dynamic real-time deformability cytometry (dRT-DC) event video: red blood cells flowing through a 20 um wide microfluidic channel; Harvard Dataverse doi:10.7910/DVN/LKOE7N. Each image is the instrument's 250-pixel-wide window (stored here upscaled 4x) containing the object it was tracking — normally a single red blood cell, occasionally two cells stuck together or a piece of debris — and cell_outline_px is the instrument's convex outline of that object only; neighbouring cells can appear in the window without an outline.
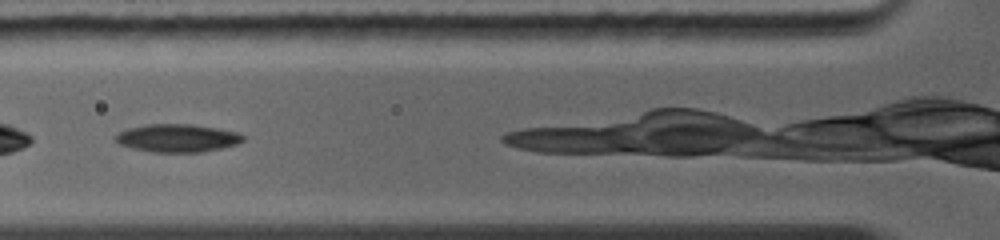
{"species": "common noctule bat (a hibernating species)", "species_latin": "Nyctalus noctula", "temperature_condition": "warm", "stored_images_in_passage": 21, "camera_frame_rate_fps": 5000, "um_per_image_px": 0.085, "animal": {"sex": "female", "body_mass_g": 19.0, "forearm_length_mm": 56.7}, "frame": {"image": 1, "passage_image": 6, "time_ms": 1.6, "image_size_px": [1000, 240], "cell_outline_px": [[244, 140], [236, 144], [220, 148], [200, 152], [152, 152], [132, 148], [120, 144], [116, 140], [116, 136], [120, 132], [128, 128], [148, 124], [192, 124], [216, 128], [236, 132], [244, 136]], "centroid_in_image_um": [15.07, 11.73], "position_along_channel_um": 110.7, "area_um2": 20.52}}